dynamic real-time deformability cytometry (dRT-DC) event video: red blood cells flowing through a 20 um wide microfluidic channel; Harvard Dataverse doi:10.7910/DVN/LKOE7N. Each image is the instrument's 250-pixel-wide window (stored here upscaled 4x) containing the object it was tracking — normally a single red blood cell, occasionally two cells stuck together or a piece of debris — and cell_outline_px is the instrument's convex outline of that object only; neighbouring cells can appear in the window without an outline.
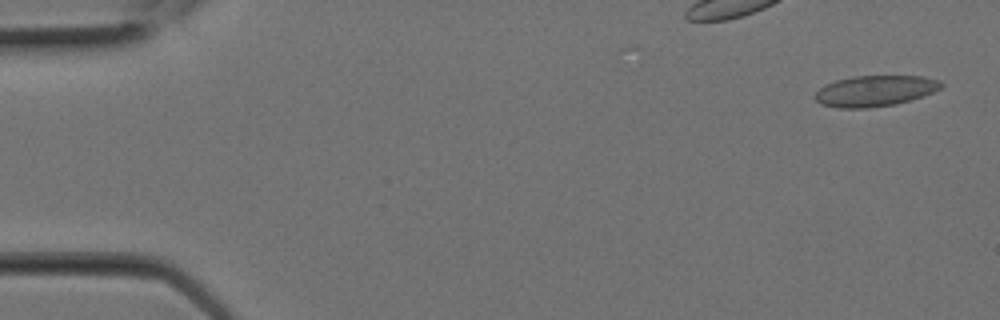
{"species": "Egyptian fruit bat (a non-hibernating species)", "species_latin": "Rousettus aegyptiacus", "temperature_condition": "room temperature", "stored_images_in_passage": 8, "camera_frame_rate_fps": 3000, "um_per_image_px": 0.085, "animal": {"sex": "female"}, "frame": {"image": 1, "passage_image": 1, "time_ms": 0.0, "image_size_px": [1000, 320], "cell_outline_px": [[944, 84], [940, 88], [924, 96], [896, 104], [868, 108], [840, 108], [820, 104], [812, 96], [824, 84], [836, 80], [852, 76], [924, 76], [940, 80]], "centroid_in_image_um": [74.36, 7.72], "position_along_channel_um": 10.6, "area_um2": 22.89}}
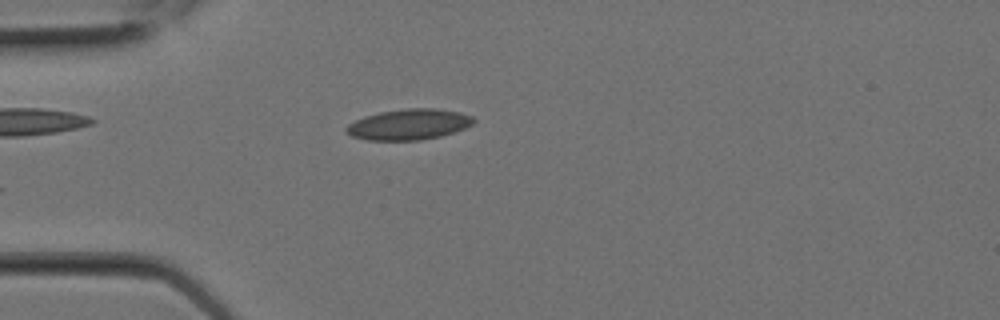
{"frame": {"image": 2, "passage_image": 6, "time_ms": 1.667, "image_size_px": [1000, 320], "cell_outline_px": [[476, 120], [472, 124], [464, 128], [440, 136], [420, 140], [368, 140], [352, 136], [344, 132], [344, 128], [348, 124], [364, 116], [380, 112], [408, 108], [436, 108], [460, 112], [472, 116]], "centroid_in_image_um": [34.73, 10.57], "position_along_channel_um": 50.3, "area_um2": 22.77}}
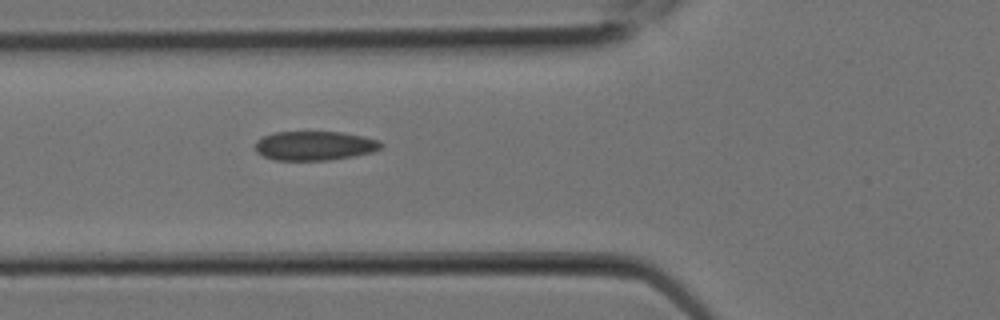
{"frame": {"image": 3, "passage_image": 8, "time_ms": 2.333, "image_size_px": [1000, 320], "cell_outline_px": [[384, 144], [380, 148], [372, 152], [352, 156], [328, 160], [272, 160], [256, 152], [256, 140], [264, 136], [276, 132], [340, 132], [364, 136], [380, 140]], "centroid_in_image_um": [26.75, 12.38], "position_along_channel_um": 99.1, "area_um2": 21.39}}